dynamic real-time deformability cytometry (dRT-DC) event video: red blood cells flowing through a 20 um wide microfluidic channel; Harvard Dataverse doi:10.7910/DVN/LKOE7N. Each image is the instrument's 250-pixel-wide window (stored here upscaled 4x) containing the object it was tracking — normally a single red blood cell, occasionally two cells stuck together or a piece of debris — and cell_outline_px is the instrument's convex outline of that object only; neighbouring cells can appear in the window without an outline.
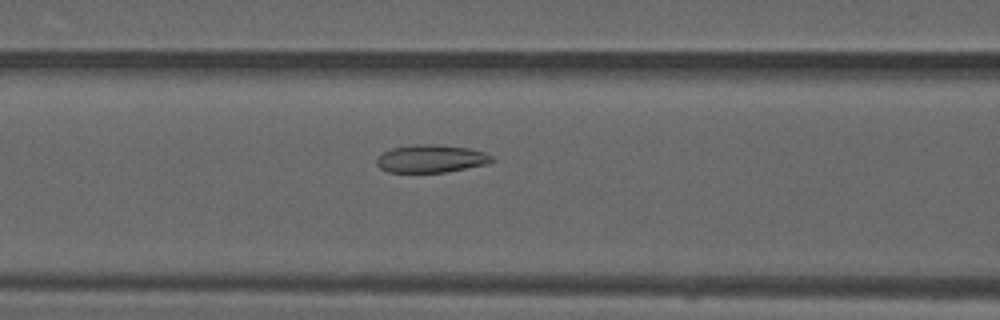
{"species": "common noctule bat (a hibernating species)", "species_latin": "Nyctalus noctula", "temperature_condition": "warm", "stored_images_in_passage": 47, "camera_frame_rate_fps": 3000, "um_per_image_px": 0.085, "animal": {"sex": "male", "forearm_length_mm": 52.5}, "frame": {"image": 1, "passage_image": 18, "time_ms": 5.667, "image_size_px": [1000, 320], "cell_outline_px": [[496, 160], [484, 164], [444, 172], [388, 172], [380, 168], [376, 164], [376, 160], [384, 152], [392, 148], [412, 144], [436, 144], [468, 148], [484, 152], [492, 156]], "centroid_in_image_um": [36.62, 13.48], "position_along_channel_um": 130.0, "area_um2": 18.5}}
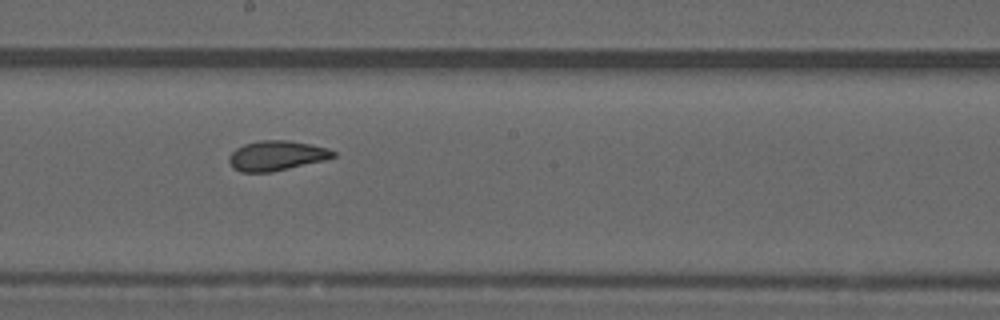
{"frame": {"image": 2, "passage_image": 25, "time_ms": 8.0, "image_size_px": [1000, 320], "cell_outline_px": [[336, 156], [324, 160], [272, 172], [240, 172], [232, 168], [228, 160], [228, 156], [236, 148], [244, 144], [260, 140], [288, 140], [328, 148], [336, 152]], "centroid_in_image_um": [23.47, 13.23], "position_along_channel_um": 224.7, "area_um2": 18.15}}
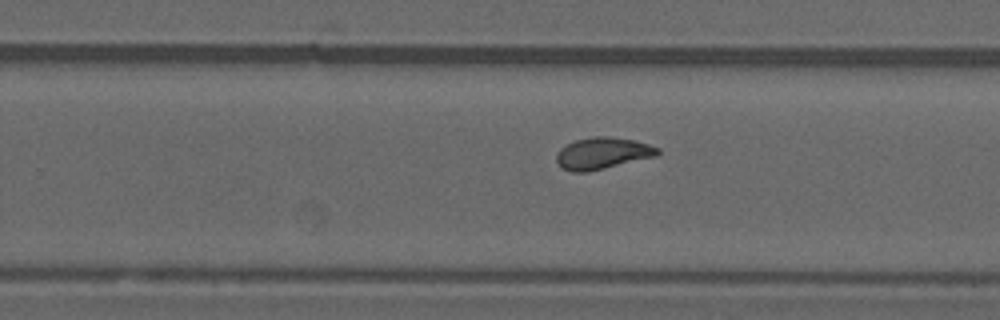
{"frame": {"image": 3, "passage_image": 29, "time_ms": 9.333, "image_size_px": [1000, 320], "cell_outline_px": [[660, 152], [656, 156], [588, 172], [572, 172], [564, 168], [556, 160], [556, 156], [560, 148], [576, 140], [592, 136], [608, 136], [632, 140], [648, 144], [660, 148]], "centroid_in_image_um": [51.22, 13.02], "position_along_channel_um": 278.6, "area_um2": 18.5}, "authors_computed_cell_mechanics": {"area_um2": 18.7272, "velocity_mm_per_s": 4.0735, "shape_relaxation_time_tau1_ms": null, "shape_relaxation_time_tau2_ms": 1.2706, "deformation_change_tau1": null, "deformation_change_tau2": 0.0779}}